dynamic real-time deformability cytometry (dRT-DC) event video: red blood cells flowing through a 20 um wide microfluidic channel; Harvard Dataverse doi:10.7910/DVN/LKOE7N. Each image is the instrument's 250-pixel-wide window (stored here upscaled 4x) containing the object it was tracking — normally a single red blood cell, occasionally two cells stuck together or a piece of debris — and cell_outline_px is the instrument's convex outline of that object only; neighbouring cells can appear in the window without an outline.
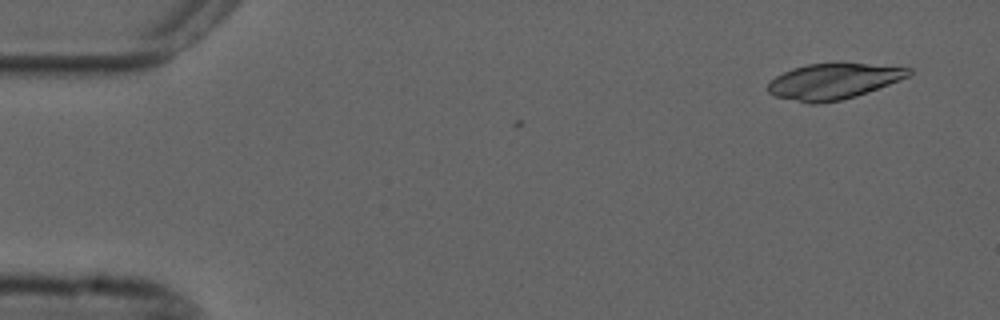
{"species": "common noctule bat (a hibernating species)", "species_latin": "Nyctalus noctula", "temperature_condition": "cold", "stored_images_in_passage": 2, "camera_frame_rate_fps": 3000, "um_per_image_px": 0.085, "animal": {"sex": "male", "forearm_length_mm": 52.5}, "frame": {"image": 1, "passage_image": 2, "time_ms": 0.333, "image_size_px": [1000, 320], "cell_outline_px": [[912, 72], [908, 76], [888, 84], [856, 96], [840, 100], [820, 104], [808, 104], [776, 96], [768, 92], [768, 84], [776, 76], [792, 68], [808, 64], [864, 64], [912, 68]], "centroid_in_image_um": [70.8, 6.93], "position_along_channel_um": 14.2, "area_um2": 28.78}}